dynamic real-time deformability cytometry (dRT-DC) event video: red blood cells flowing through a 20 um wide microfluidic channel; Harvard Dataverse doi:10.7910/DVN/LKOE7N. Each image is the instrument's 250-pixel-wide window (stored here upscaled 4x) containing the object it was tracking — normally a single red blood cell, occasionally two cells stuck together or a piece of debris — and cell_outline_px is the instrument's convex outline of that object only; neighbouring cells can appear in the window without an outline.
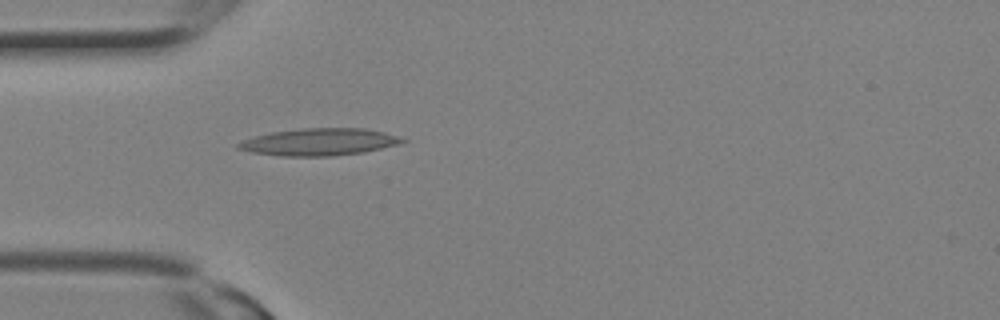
{"species": "Egyptian fruit bat (a non-hibernating species)", "species_latin": "Rousettus aegyptiacus", "temperature_condition": "room temperature", "stored_images_in_passage": 1, "camera_frame_rate_fps": 3000, "um_per_image_px": 0.085, "animal": {"sex": "female"}, "frame": {"image": 1, "passage_image": 1, "time_ms": 0.0, "image_size_px": [1000, 320], "cell_outline_px": [[408, 140], [396, 144], [364, 152], [332, 156], [280, 156], [252, 152], [236, 148], [236, 144], [244, 140], [256, 136], [272, 132], [300, 128], [364, 128], [384, 132]], "centroid_in_image_um": [27.11, 12.06], "position_along_channel_um": 57.9, "area_um2": 25.72}}